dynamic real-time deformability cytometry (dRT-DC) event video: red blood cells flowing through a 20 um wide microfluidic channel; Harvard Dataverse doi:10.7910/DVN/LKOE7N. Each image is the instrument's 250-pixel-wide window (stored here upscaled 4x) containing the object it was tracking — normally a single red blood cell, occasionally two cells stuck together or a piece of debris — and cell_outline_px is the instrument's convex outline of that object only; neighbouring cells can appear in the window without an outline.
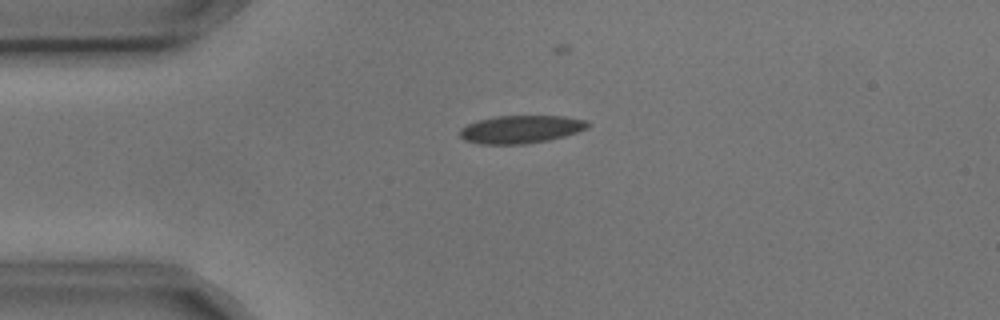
{"species": "common noctule bat (a hibernating species)", "species_latin": "Nyctalus noctula", "temperature_condition": "cold", "stored_images_in_passage": 5, "camera_frame_rate_fps": 3000, "um_per_image_px": 0.085, "animal": {"sex": "male", "body_mass_g": 17.9, "forearm_length_mm": 54.2}, "frame": {"image": 1, "passage_image": 4, "time_ms": 1.0, "image_size_px": [1000, 320], "cell_outline_px": [[588, 128], [564, 136], [548, 140], [524, 144], [480, 144], [464, 140], [460, 136], [460, 128], [468, 124], [480, 120], [496, 116], [564, 116], [588, 120]], "centroid_in_image_um": [44.27, 10.99], "position_along_channel_um": 40.7, "area_um2": 20.69}}